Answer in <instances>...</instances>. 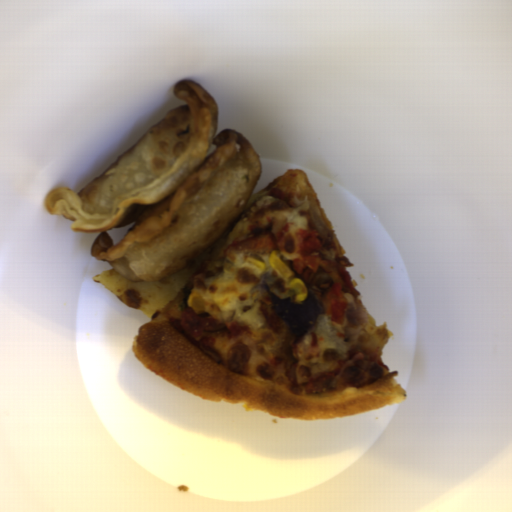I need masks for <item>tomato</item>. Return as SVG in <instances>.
<instances>
[{"label": "tomato", "mask_w": 512, "mask_h": 512, "mask_svg": "<svg viewBox=\"0 0 512 512\" xmlns=\"http://www.w3.org/2000/svg\"><path fill=\"white\" fill-rule=\"evenodd\" d=\"M299 255L293 260V269L301 274L306 267L316 270L322 267L331 279V286L324 296L326 314L336 323L343 324L348 298L345 290L352 293L354 286L344 267L332 265L321 252V241L315 230H302L298 237Z\"/></svg>", "instance_id": "1"}]
</instances>
